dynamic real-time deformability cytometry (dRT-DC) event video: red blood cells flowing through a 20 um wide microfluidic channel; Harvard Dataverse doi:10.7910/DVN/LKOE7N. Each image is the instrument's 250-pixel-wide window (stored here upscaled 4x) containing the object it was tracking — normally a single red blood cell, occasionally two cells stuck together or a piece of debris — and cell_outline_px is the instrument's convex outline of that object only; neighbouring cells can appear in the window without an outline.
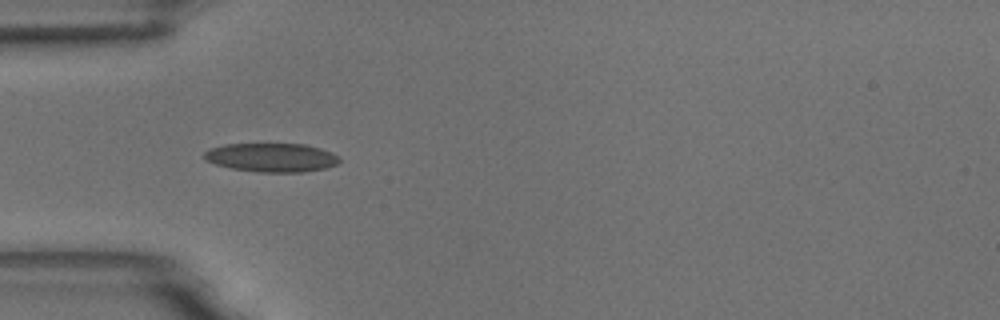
{"species": "common noctule bat (a hibernating species)", "species_latin": "Nyctalus noctula", "temperature_condition": "room temperature", "stored_images_in_passage": 5, "camera_frame_rate_fps": 3000, "um_per_image_px": 0.085, "animal": {"sex": "male", "body_mass_g": 18.8}, "frame": {"image": 1, "passage_image": 4, "time_ms": 3.667, "image_size_px": [1000, 320], "cell_outline_px": [[340, 160], [336, 164], [324, 168], [304, 172], [260, 172], [232, 168], [216, 164], [204, 160], [204, 152], [208, 148], [224, 144], [304, 144], [320, 148], [332, 152], [340, 156]], "centroid_in_image_um": [23.07, 13.38], "position_along_channel_um": 61.9, "area_um2": 22.72}}